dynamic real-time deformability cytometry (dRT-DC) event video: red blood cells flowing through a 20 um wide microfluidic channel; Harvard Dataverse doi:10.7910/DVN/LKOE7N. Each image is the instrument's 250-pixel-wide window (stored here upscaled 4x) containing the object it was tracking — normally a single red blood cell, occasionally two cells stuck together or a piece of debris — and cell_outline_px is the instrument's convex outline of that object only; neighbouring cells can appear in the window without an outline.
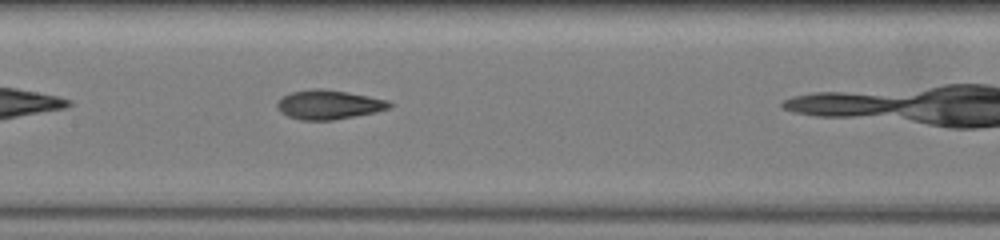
{"species": "common noctule bat (a hibernating species)", "species_latin": "Nyctalus noctula", "temperature_condition": "warm", "stored_images_in_passage": 32, "camera_frame_rate_fps": 3000, "um_per_image_px": 0.085, "animal": {"sex": "female", "body_mass_g": 19.5, "forearm_length_mm": 54.1}, "frame": {"image": 1, "passage_image": 10, "time_ms": 3.0, "image_size_px": [1000, 240], "cell_outline_px": [[392, 104], [388, 108], [376, 112], [332, 120], [300, 120], [288, 116], [280, 112], [276, 108], [276, 104], [284, 96], [292, 92], [312, 88], [320, 88], [368, 96], [388, 100]], "centroid_in_image_um": [27.91, 8.9], "position_along_channel_um": 179.5, "area_um2": 18.9}}
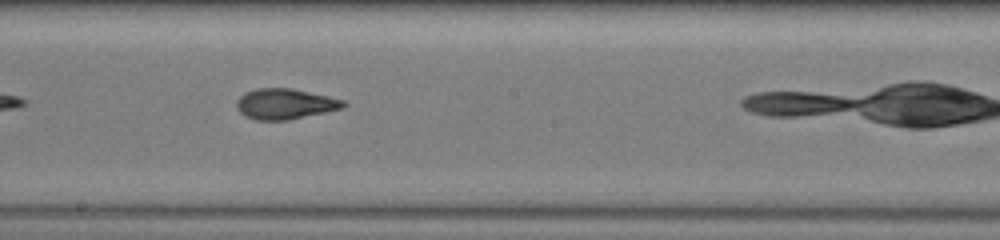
{"frame": {"image": 2, "passage_image": 14, "time_ms": 4.333, "image_size_px": [1000, 240], "cell_outline_px": [[348, 104], [340, 108], [324, 112], [288, 120], [256, 120], [244, 116], [236, 108], [236, 100], [244, 92], [256, 88], [292, 88], [328, 96], [344, 100]], "centroid_in_image_um": [24.18, 8.82], "position_along_channel_um": 224.0, "area_um2": 19.02}}